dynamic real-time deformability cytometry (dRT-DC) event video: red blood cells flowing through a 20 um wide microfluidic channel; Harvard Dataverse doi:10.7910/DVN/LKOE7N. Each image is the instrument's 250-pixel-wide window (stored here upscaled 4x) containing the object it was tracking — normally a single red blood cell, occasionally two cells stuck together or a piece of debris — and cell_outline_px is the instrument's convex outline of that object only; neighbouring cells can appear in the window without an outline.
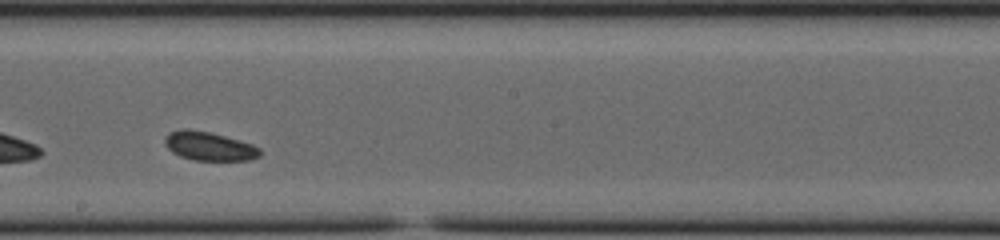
{"species": "common noctule bat (a hibernating species)", "species_latin": "Nyctalus noctula", "temperature_condition": "cold", "stored_images_in_passage": 33, "camera_frame_rate_fps": 3000, "um_per_image_px": 0.085, "animal": {"sex": "female", "body_mass_g": 23.0, "forearm_length_mm": 53.4}, "frame": {"image": 1, "passage_image": 19, "time_ms": 6.0, "image_size_px": [1000, 240], "cell_outline_px": [[260, 156], [252, 160], [192, 160], [180, 156], [172, 152], [164, 144], [164, 136], [168, 132], [184, 128], [188, 128], [212, 132], [240, 140], [252, 144], [260, 148]], "centroid_in_image_um": [17.75, 12.41], "position_along_channel_um": 230.4, "area_um2": 16.24}, "authors_computed_cell_mechanics": {"area_um2": 16.0684, "velocity_mm_per_s": 3.7718, "shape_relaxation_time_tau1_ms": null, "shape_relaxation_time_tau2_ms": 4.5558, "deformation_change_tau1": null, "deformation_change_tau2": 0.0977}}